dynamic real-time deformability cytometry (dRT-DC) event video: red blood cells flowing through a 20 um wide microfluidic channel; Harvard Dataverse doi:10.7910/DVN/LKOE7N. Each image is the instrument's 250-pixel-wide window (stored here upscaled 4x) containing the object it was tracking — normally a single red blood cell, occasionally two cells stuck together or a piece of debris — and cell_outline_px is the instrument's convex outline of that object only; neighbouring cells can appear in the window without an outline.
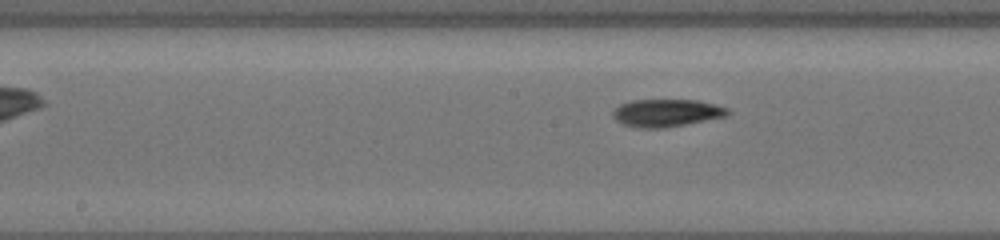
{"species": "common noctule bat (a hibernating species)", "species_latin": "Nyctalus noctula", "temperature_condition": "cold", "stored_images_in_passage": 7, "segment_of_instrument_passage": [2, 2], "camera_frame_rate_fps": 3000, "um_per_image_px": 0.085, "animal": {"sex": "female", "body_mass_g": 19.5, "forearm_length_mm": 54.1}, "frame": {"image": 1, "passage_image": 7, "time_ms": 7.0, "image_size_px": [1000, 240], "cell_outline_px": [[732, 112], [728, 116], [664, 128], [636, 128], [624, 124], [616, 120], [612, 116], [612, 112], [620, 104], [632, 100], [696, 100], [716, 104], [728, 108]], "centroid_in_image_um": [56.68, 9.6], "position_along_channel_um": 191.5, "area_um2": 18.55}}